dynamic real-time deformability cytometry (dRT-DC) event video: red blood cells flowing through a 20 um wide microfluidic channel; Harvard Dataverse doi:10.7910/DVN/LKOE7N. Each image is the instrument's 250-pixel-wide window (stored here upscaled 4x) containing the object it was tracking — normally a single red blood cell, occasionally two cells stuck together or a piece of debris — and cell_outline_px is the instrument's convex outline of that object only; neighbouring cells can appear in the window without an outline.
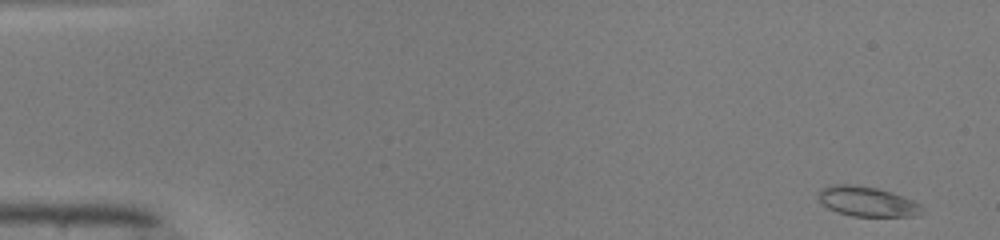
{"species": "common noctule bat (a hibernating species)", "species_latin": "Nyctalus noctula", "temperature_condition": "warm", "stored_images_in_passage": 48, "camera_frame_rate_fps": 3000, "um_per_image_px": 0.085, "animal": {"sex": "male", "body_mass_g": 19.0, "forearm_length_mm": 50.8}, "frame": {"image": 1, "passage_image": 1, "time_ms": 0.0, "image_size_px": [1000, 240], "cell_outline_px": [[924, 212], [916, 216], [852, 216], [836, 212], [828, 208], [820, 200], [820, 188], [836, 184], [848, 184], [876, 188], [912, 200], [920, 204], [924, 208]], "centroid_in_image_um": [73.73, 17.15], "position_along_channel_um": 11.3, "area_um2": 17.74}}
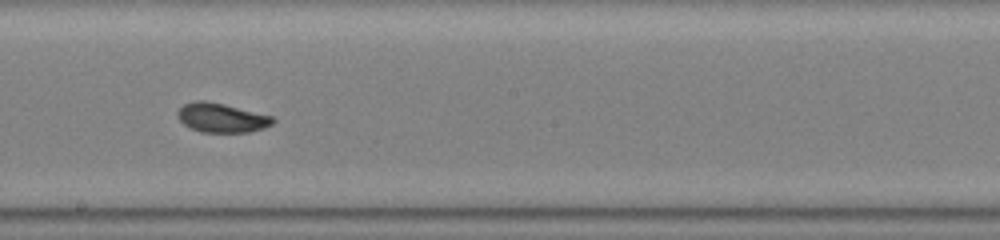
{"frame": {"image": 2, "passage_image": 27, "time_ms": 8.667, "image_size_px": [1000, 240], "cell_outline_px": [[276, 120], [272, 124], [264, 128], [248, 132], [200, 132], [184, 124], [176, 116], [176, 112], [184, 104], [196, 100], [204, 100], [224, 104], [272, 116]], "centroid_in_image_um": [18.82, 10.01], "position_along_channel_um": 229.4, "area_um2": 16.18}}
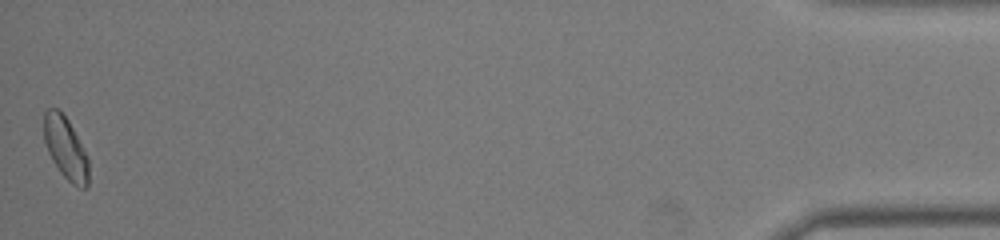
{"frame": {"image": 3, "passage_image": 48, "time_ms": 15.667, "image_size_px": [1000, 240], "cell_outline_px": [[88, 184], [84, 188], [80, 188], [72, 184], [60, 172], [52, 160], [48, 152], [44, 140], [44, 112], [48, 108], [56, 108], [68, 120], [88, 156]], "centroid_in_image_um": [5.57, 12.6], "position_along_channel_um": 429.6, "area_um2": 16.07}, "authors_computed_cell_mechanics": {"area_um2": 16.3285, "velocity_mm_per_s": 4.1276, "shape_relaxation_time_tau1_ms": 9.5393, "shape_relaxation_time_tau2_ms": 1.8543, "deformation_change_tau1": 0.1958, "deformation_change_tau2": 0.0638}}